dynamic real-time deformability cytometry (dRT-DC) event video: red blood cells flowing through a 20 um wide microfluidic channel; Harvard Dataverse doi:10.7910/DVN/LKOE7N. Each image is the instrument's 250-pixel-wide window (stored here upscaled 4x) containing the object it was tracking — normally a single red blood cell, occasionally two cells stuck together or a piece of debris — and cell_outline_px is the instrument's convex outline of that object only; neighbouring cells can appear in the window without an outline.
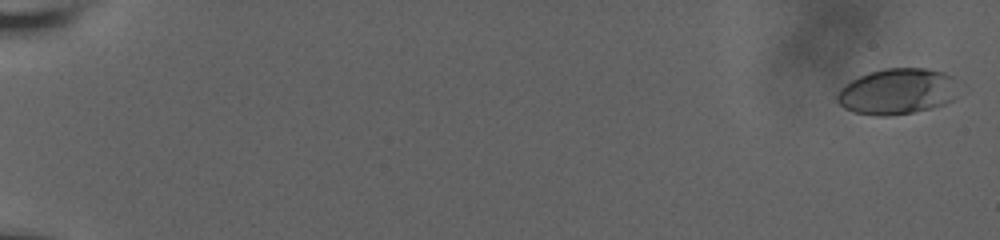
{"species": "human", "species_latin": "Homo sapiens", "temperature_condition": "room temperature", "stored_images_in_passage": 77, "camera_frame_rate_fps": 3000, "um_per_image_px": 0.085, "donor": {"sex": "male"}, "frame": {"image": 1, "passage_image": 2, "time_ms": 0.333, "image_size_px": [1000, 240], "cell_outline_px": [[952, 100], [944, 104], [912, 112], [888, 116], [876, 116], [856, 112], [844, 108], [836, 100], [836, 96], [840, 88], [844, 84], [868, 72], [884, 68], [928, 68], [944, 72], [952, 76]], "centroid_in_image_um": [76.17, 7.76], "position_along_channel_um": 8.8, "area_um2": 31.96}}
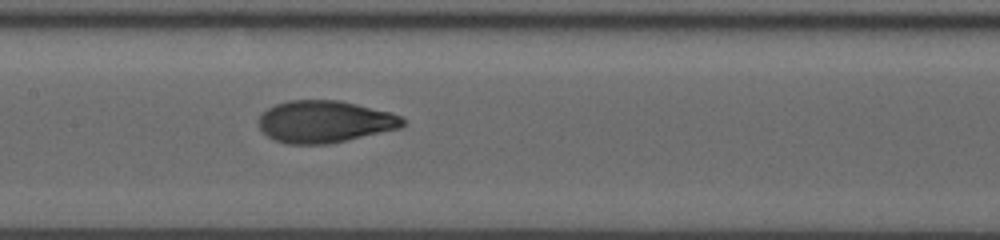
{"frame": {"image": 2, "passage_image": 43, "time_ms": 10.667, "image_size_px": [1000, 240], "cell_outline_px": [[404, 124], [400, 128], [328, 144], [288, 144], [276, 140], [268, 136], [256, 124], [260, 116], [268, 108], [276, 104], [288, 100], [340, 100], [388, 112], [400, 116], [404, 120]], "centroid_in_image_um": [27.56, 10.34], "position_along_channel_um": 179.8, "area_um2": 35.03}}
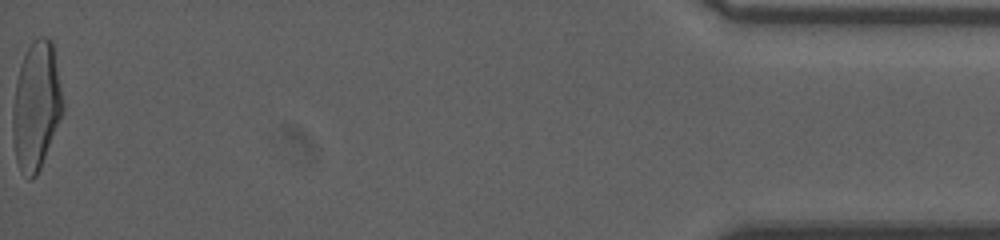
{"frame": {"image": 3, "passage_image": 77, "time_ms": 19.667, "image_size_px": [1000, 240], "cell_outline_px": [[64, 108], [40, 168], [36, 176], [32, 180], [28, 180], [20, 172], [16, 160], [12, 140], [12, 112], [16, 80], [20, 64], [28, 48], [40, 36], [44, 36], [52, 40], [64, 104]], "centroid_in_image_um": [3.06, 9.04], "position_along_channel_um": 432.1, "area_um2": 37.34}, "authors_computed_cell_mechanics": {"area_um2": 34.5066, "velocity_mm_per_s": 3.7798, "shape_relaxation_time_tau1_ms": 4.9963, "shape_relaxation_time_tau2_ms": 0.9135, "deformation_change_tau1": 0.2135, "deformation_change_tau2": 0.0594}}